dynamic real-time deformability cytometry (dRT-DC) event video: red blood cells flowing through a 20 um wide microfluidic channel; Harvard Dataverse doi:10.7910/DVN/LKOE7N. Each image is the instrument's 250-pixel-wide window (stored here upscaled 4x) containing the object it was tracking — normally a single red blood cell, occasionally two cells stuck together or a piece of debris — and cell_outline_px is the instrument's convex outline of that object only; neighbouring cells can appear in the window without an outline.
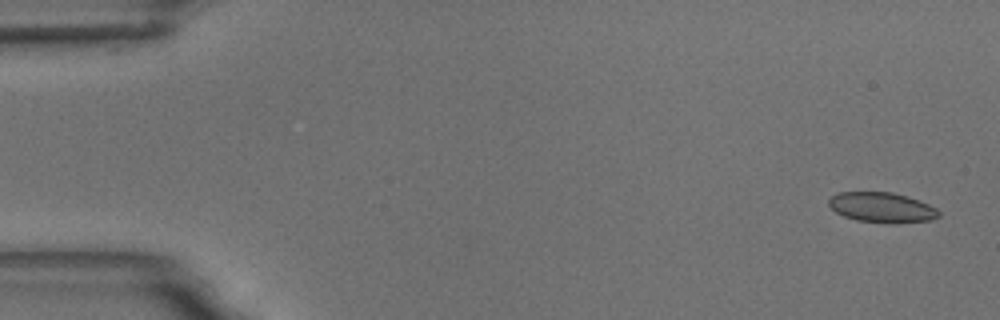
{"species": "common noctule bat (a hibernating species)", "species_latin": "Nyctalus noctula", "temperature_condition": "room temperature", "stored_images_in_passage": 7, "camera_frame_rate_fps": 3000, "um_per_image_px": 0.085, "animal": {"sex": "male", "body_mass_g": 18.8}, "frame": {"image": 1, "passage_image": 1, "time_ms": 0.0, "image_size_px": [1000, 320], "cell_outline_px": [[940, 216], [932, 220], [888, 224], [856, 220], [844, 216], [836, 212], [828, 204], [828, 200], [836, 192], [892, 192], [908, 196], [920, 200], [936, 208], [940, 212]], "centroid_in_image_um": [74.98, 17.63], "position_along_channel_um": 10.0, "area_um2": 19.54}}
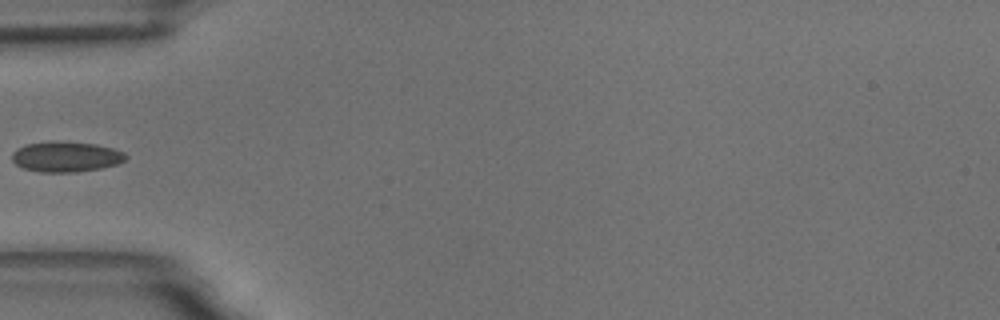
{"frame": {"image": 2, "passage_image": 6, "time_ms": 5.667, "image_size_px": [1000, 320], "cell_outline_px": [[128, 156], [124, 160], [116, 164], [100, 168], [76, 172], [40, 172], [24, 168], [16, 164], [12, 160], [12, 152], [16, 148], [24, 144], [52, 140], [56, 140], [96, 144], [112, 148], [124, 152]], "centroid_in_image_um": [5.57, 13.3], "position_along_channel_um": 79.4, "area_um2": 20.35}}
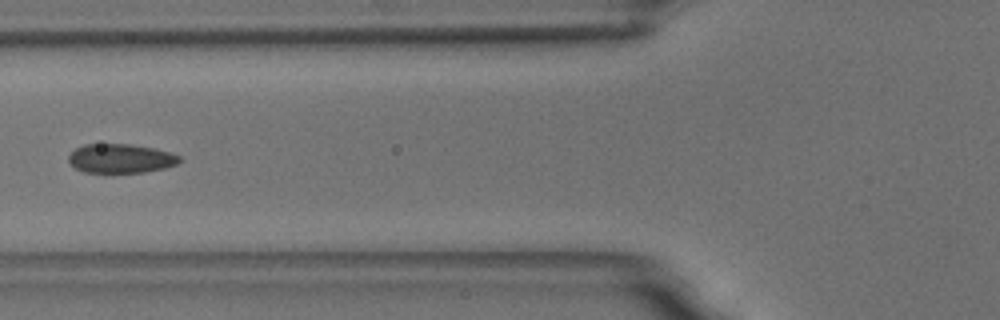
{"frame": {"image": 3, "passage_image": 7, "time_ms": 6.667, "image_size_px": [1000, 320], "cell_outline_px": [[180, 160], [176, 164], [164, 168], [144, 172], [84, 172], [76, 168], [68, 160], [68, 156], [76, 148], [84, 144], [128, 144], [152, 148], [168, 152], [180, 156]], "centroid_in_image_um": [10.23, 13.47], "position_along_channel_um": 115.6, "area_um2": 18.5}}